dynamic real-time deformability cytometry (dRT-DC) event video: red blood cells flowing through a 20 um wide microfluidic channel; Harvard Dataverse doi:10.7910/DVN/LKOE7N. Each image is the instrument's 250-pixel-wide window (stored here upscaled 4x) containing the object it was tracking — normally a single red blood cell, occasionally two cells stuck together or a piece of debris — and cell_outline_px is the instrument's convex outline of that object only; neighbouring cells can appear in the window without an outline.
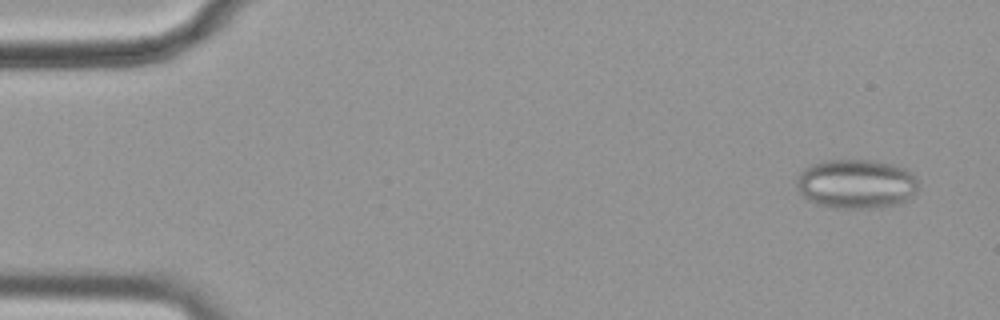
{"species": "common noctule bat (a hibernating species)", "species_latin": "Nyctalus noctula", "temperature_condition": "cold", "stored_images_in_passage": 55, "camera_frame_rate_fps": 3000, "um_per_image_px": 0.085, "animal": {"sex": "female", "body_mass_g": 19.9}, "frame": {"image": 1, "passage_image": 3, "time_ms": 0.667, "image_size_px": [1000, 320], "cell_outline_px": [[916, 192], [908, 200], [900, 204], [880, 208], [836, 208], [816, 204], [808, 200], [796, 188], [796, 176], [804, 168], [812, 164], [824, 160], [872, 160], [892, 164], [904, 168], [912, 172], [916, 176]], "centroid_in_image_um": [72.77, 15.64], "position_along_channel_um": 12.2, "area_um2": 35.43}}
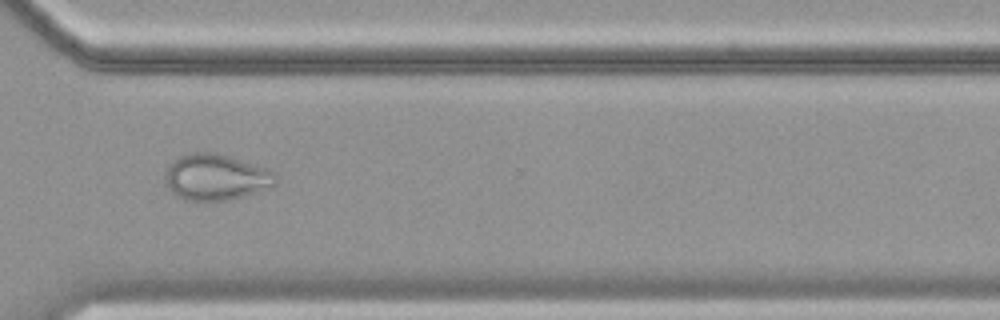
{"frame": {"image": 2, "passage_image": 41, "time_ms": 13.333, "image_size_px": [1000, 320], "cell_outline_px": [[276, 184], [256, 192], [244, 196], [228, 200], [184, 200], [176, 196], [168, 188], [164, 180], [164, 172], [168, 164], [172, 160], [180, 156], [192, 152], [216, 152], [232, 156], [268, 168], [276, 176]], "centroid_in_image_um": [18.31, 15.04], "position_along_channel_um": 352.3, "area_um2": 30.06}}
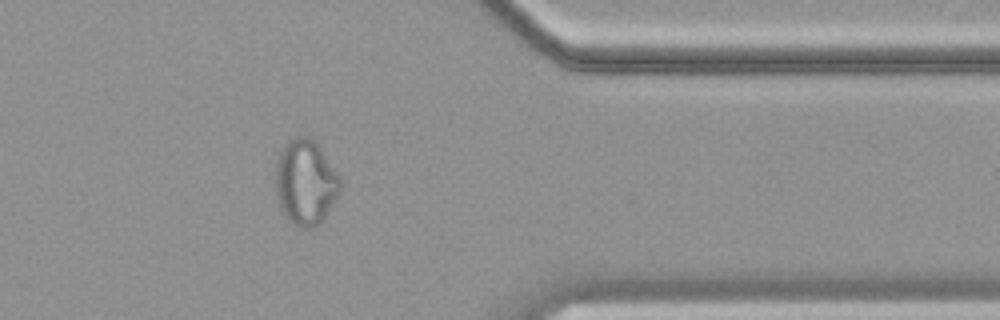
{"frame": {"image": 3, "passage_image": 45, "time_ms": 14.667, "image_size_px": [1000, 320], "cell_outline_px": [[340, 192], [324, 220], [320, 224], [312, 228], [300, 228], [292, 224], [288, 220], [280, 208], [276, 192], [276, 160], [280, 152], [288, 140], [296, 136], [308, 136], [316, 140], [340, 176]], "centroid_in_image_um": [25.98, 15.5], "position_along_channel_um": 385.4, "area_um2": 32.6}}